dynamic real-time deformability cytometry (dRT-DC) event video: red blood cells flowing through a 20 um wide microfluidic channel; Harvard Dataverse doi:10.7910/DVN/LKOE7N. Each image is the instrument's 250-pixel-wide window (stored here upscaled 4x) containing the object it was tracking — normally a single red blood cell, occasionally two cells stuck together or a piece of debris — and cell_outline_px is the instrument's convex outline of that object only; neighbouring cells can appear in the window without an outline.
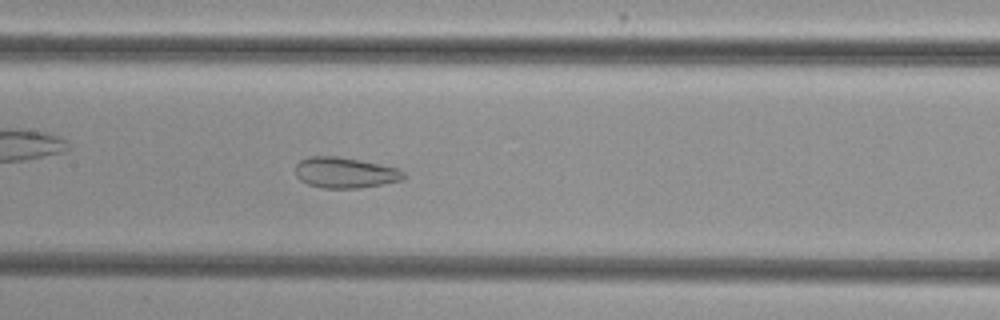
{"species": "common noctule bat (a hibernating species)", "species_latin": "Nyctalus noctula", "temperature_condition": "cold", "stored_images_in_passage": 52, "camera_frame_rate_fps": 3000, "um_per_image_px": 0.085, "animal": {"sex": "female", "body_mass_g": 29.2, "forearm_length_mm": 56.3}, "frame": {"image": 1, "passage_image": 26, "time_ms": 8.333, "image_size_px": [1000, 320], "cell_outline_px": [[408, 176], [404, 180], [356, 188], [324, 188], [308, 184], [300, 180], [296, 176], [296, 164], [300, 160], [308, 156], [336, 156], [360, 160], [400, 168]], "centroid_in_image_um": [29.35, 14.67], "position_along_channel_um": 178.0, "area_um2": 19.48}}
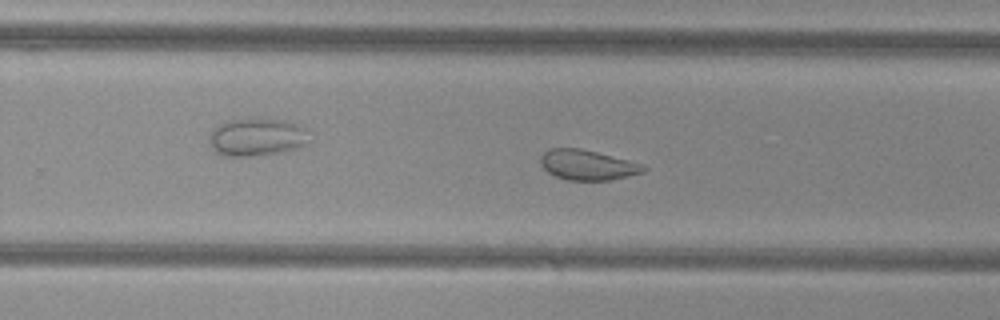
{"frame": {"image": 2, "passage_image": 34, "time_ms": 11.0, "image_size_px": [1000, 320], "cell_outline_px": [[648, 168], [644, 172], [612, 180], [568, 180], [556, 176], [548, 172], [540, 164], [540, 156], [548, 148], [580, 148], [628, 160], [640, 164]], "centroid_in_image_um": [49.91, 14.02], "position_along_channel_um": 279.9, "area_um2": 17.98}}
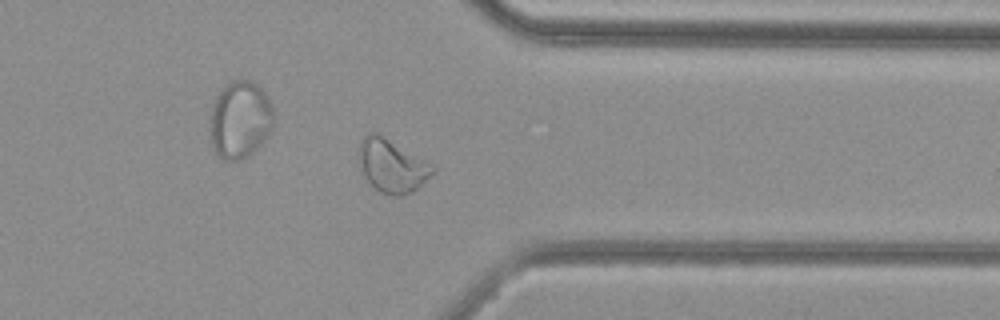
{"frame": {"image": 3, "passage_image": 42, "time_ms": 13.667, "image_size_px": [1000, 320], "cell_outline_px": [[436, 172], [412, 192], [400, 196], [392, 196], [380, 192], [368, 180], [360, 168], [360, 140], [368, 132], [376, 132], [432, 164], [436, 168]], "centroid_in_image_um": [33.34, 14.1], "position_along_channel_um": 378.1, "area_um2": 22.54}}